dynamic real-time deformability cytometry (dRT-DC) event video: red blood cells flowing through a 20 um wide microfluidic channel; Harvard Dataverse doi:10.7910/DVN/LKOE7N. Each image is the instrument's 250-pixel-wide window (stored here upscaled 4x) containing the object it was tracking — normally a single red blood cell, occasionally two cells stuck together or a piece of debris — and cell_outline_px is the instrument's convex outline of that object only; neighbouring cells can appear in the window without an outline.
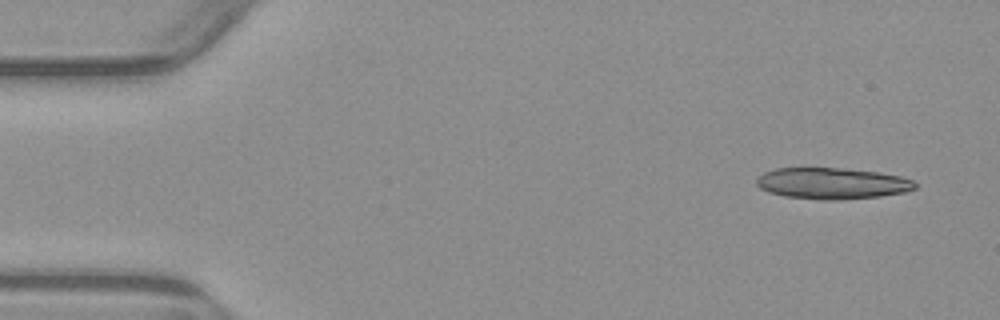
{"species": "common noctule bat (a hibernating species)", "species_latin": "Nyctalus noctula", "temperature_condition": "warm", "stored_images_in_passage": 5, "camera_frame_rate_fps": 3000, "um_per_image_px": 0.085, "animal": {"sex": "male", "body_mass_g": 23.1, "forearm_length_mm": 52.7}, "frame": {"image": 1, "passage_image": 1, "time_ms": 0.0, "image_size_px": [1000, 320], "cell_outline_px": [[916, 188], [904, 192], [880, 196], [836, 200], [824, 200], [784, 196], [768, 192], [760, 188], [756, 184], [756, 176], [764, 172], [776, 168], [844, 168], [880, 172], [900, 176], [912, 180], [916, 184]], "centroid_in_image_um": [70.7, 15.58], "position_along_channel_um": 14.3, "area_um2": 29.02}}
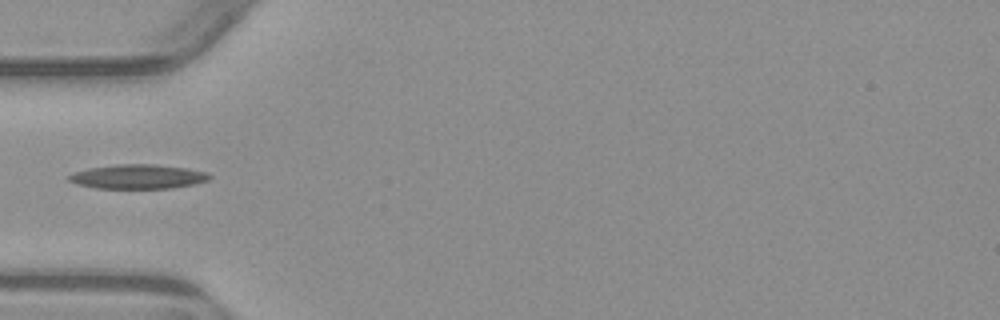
{"frame": {"image": 2, "passage_image": 5, "time_ms": 4.667, "image_size_px": [1000, 320], "cell_outline_px": [[212, 176], [208, 180], [192, 184], [172, 188], [96, 188], [76, 184], [68, 180], [68, 176], [76, 172], [88, 168], [116, 164], [152, 164], [184, 168], [208, 172]], "centroid_in_image_um": [11.71, 15.01], "position_along_channel_um": 73.3, "area_um2": 19.77}}